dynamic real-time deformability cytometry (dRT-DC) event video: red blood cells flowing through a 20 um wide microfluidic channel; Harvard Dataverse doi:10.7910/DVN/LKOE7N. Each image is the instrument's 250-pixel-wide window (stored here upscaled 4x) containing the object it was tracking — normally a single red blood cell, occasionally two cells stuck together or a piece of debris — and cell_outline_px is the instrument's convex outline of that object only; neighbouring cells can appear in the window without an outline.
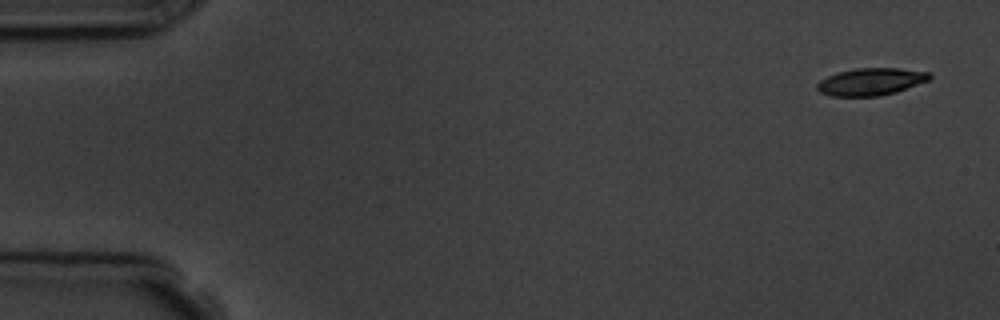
{"species": "common noctule bat (a hibernating species)", "species_latin": "Nyctalus noctula", "temperature_condition": "room temperature", "stored_images_in_passage": 5, "camera_frame_rate_fps": 3000, "um_per_image_px": 0.085, "animal": {"sex": "male", "body_mass_g": 19.5, "forearm_length_mm": 54.6}, "frame": {"image": 1, "passage_image": 1, "time_ms": 0.0, "image_size_px": [1000, 320], "cell_outline_px": [[932, 76], [928, 80], [896, 92], [880, 96], [832, 96], [820, 92], [816, 88], [816, 84], [820, 80], [836, 72], [856, 68], [900, 68], [928, 72]], "centroid_in_image_um": [73.99, 6.94], "position_along_channel_um": 11.0, "area_um2": 17.86}}
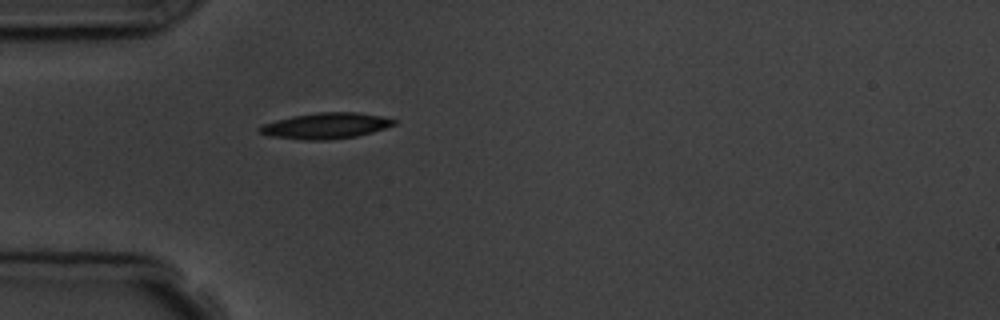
{"frame": {"image": 2, "passage_image": 5, "time_ms": 4.667, "image_size_px": [1000, 320], "cell_outline_px": [[396, 124], [372, 132], [356, 136], [328, 140], [304, 140], [272, 136], [260, 132], [256, 128], [264, 124], [276, 120], [292, 116], [316, 112], [356, 112], [380, 116], [396, 120]], "centroid_in_image_um": [27.69, 10.69], "position_along_channel_um": 57.3, "area_um2": 20.11}}